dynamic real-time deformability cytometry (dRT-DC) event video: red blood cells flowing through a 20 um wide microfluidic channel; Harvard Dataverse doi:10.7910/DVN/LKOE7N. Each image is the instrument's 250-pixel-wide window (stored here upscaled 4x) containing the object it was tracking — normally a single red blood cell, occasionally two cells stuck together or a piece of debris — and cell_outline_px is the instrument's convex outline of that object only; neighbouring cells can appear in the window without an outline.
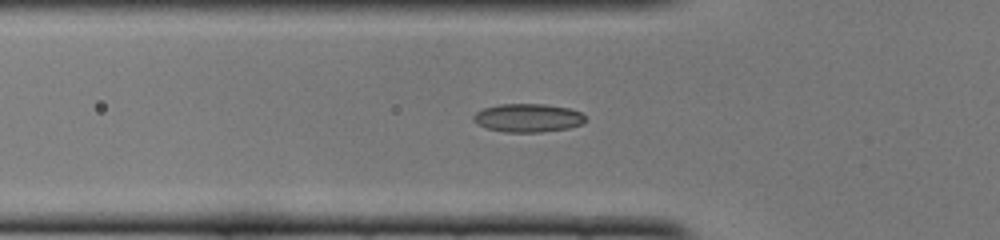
{"species": "common noctule bat (a hibernating species)", "species_latin": "Nyctalus noctula", "temperature_condition": "cold", "stored_images_in_passage": 45, "camera_frame_rate_fps": 3000, "um_per_image_px": 0.085, "animal": {"sex": "female", "body_mass_g": 22.0, "forearm_length_mm": 56.7}, "frame": {"image": 1, "passage_image": 16, "time_ms": 5.0, "image_size_px": [1000, 240], "cell_outline_px": [[584, 124], [568, 128], [540, 132], [504, 132], [488, 128], [476, 124], [472, 120], [472, 116], [476, 112], [484, 108], [500, 104], [544, 104], [568, 108], [580, 112], [584, 116]], "centroid_in_image_um": [44.84, 10.02], "position_along_channel_um": 81.0, "area_um2": 18.5}}
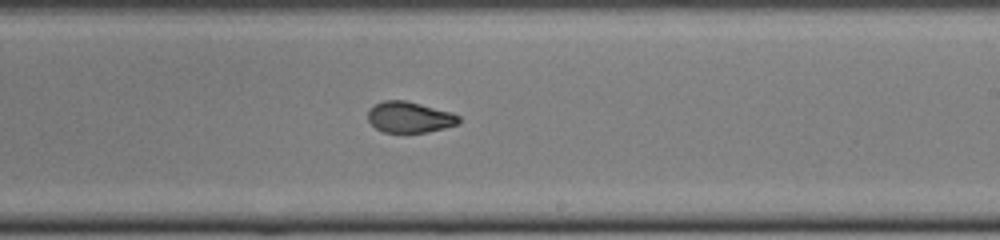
{"frame": {"image": 2, "passage_image": 29, "time_ms": 9.333, "image_size_px": [1000, 240], "cell_outline_px": [[460, 124], [428, 132], [384, 132], [376, 128], [368, 120], [368, 108], [384, 100], [404, 100], [452, 112], [460, 116]], "centroid_in_image_um": [34.83, 9.96], "position_along_channel_um": 254.2, "area_um2": 16.42}}
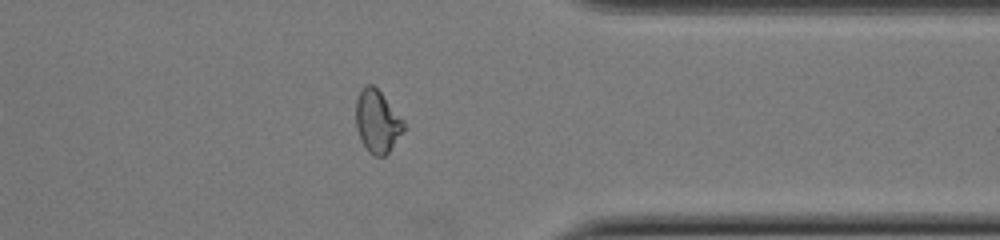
{"frame": {"image": 3, "passage_image": 39, "time_ms": 12.667, "image_size_px": [1000, 240], "cell_outline_px": [[404, 128], [388, 152], [384, 156], [372, 156], [368, 152], [360, 140], [356, 128], [356, 100], [360, 92], [368, 84], [372, 84], [380, 92], [404, 120]], "centroid_in_image_um": [32.04, 10.34], "position_along_channel_um": 379.4, "area_um2": 17.17}, "authors_computed_cell_mechanics": {"area_um2": 17.051, "velocity_mm_per_s": 3.9979, "shape_relaxation_time_tau1_ms": null, "shape_relaxation_time_tau2_ms": 1.1175, "deformation_change_tau1": null, "deformation_change_tau2": 0.0598}}